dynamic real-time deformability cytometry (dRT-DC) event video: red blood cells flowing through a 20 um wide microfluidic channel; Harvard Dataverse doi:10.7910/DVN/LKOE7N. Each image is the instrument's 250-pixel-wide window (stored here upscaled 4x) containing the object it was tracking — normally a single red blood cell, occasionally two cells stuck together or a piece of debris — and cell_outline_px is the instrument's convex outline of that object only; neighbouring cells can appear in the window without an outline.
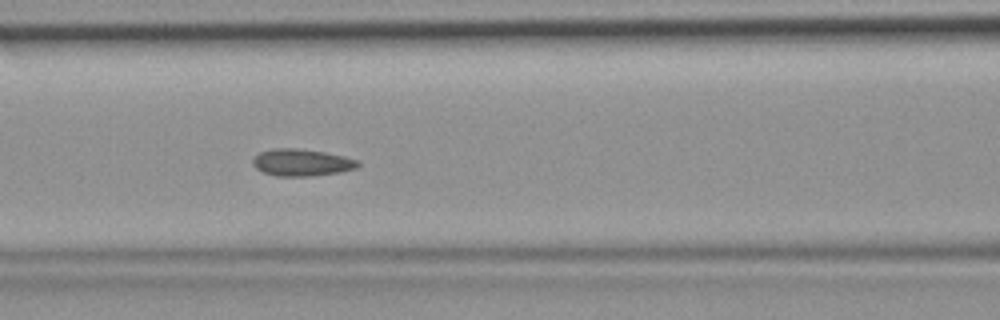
{"species": "common noctule bat (a hibernating species)", "species_latin": "Nyctalus noctula", "temperature_condition": "room temperature", "stored_images_in_passage": 36, "camera_frame_rate_fps": 3000, "um_per_image_px": 0.085, "animal": {"sex": "female", "body_mass_g": 19.9}, "frame": {"image": 1, "passage_image": 8, "time_ms": 2.333, "image_size_px": [1000, 320], "cell_outline_px": [[360, 164], [356, 168], [340, 172], [312, 176], [276, 176], [264, 172], [256, 168], [252, 164], [252, 160], [260, 152], [272, 148], [296, 148], [324, 152], [344, 156], [360, 160]], "centroid_in_image_um": [25.66, 13.81], "position_along_channel_um": 140.9, "area_um2": 16.59}}
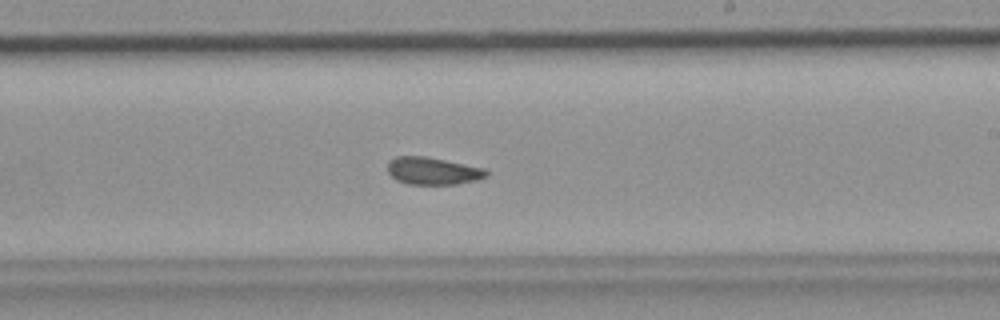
{"frame": {"image": 2, "passage_image": 16, "time_ms": 5.0, "image_size_px": [1000, 320], "cell_outline_px": [[488, 176], [476, 180], [456, 184], [408, 184], [396, 180], [388, 172], [388, 160], [396, 156], [428, 156], [484, 168], [488, 172]], "centroid_in_image_um": [36.78, 14.52], "position_along_channel_um": 252.2, "area_um2": 15.84}}
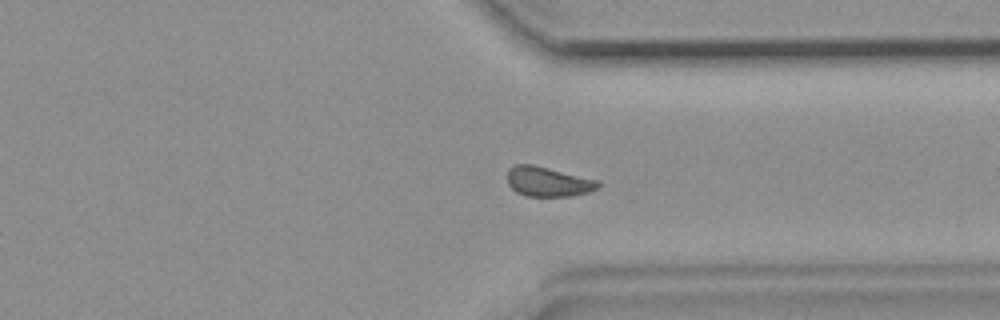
{"frame": {"image": 3, "passage_image": 24, "time_ms": 7.667, "image_size_px": [1000, 320], "cell_outline_px": [[600, 184], [596, 188], [588, 192], [572, 196], [524, 196], [516, 192], [508, 184], [508, 168], [516, 164], [532, 164], [600, 180]], "centroid_in_image_um": [46.58, 15.44], "position_along_channel_um": 364.8, "area_um2": 15.78}}